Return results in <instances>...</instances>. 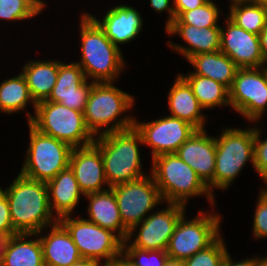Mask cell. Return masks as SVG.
Instances as JSON below:
<instances>
[{
    "instance_id": "cell-31",
    "label": "cell",
    "mask_w": 267,
    "mask_h": 266,
    "mask_svg": "<svg viewBox=\"0 0 267 266\" xmlns=\"http://www.w3.org/2000/svg\"><path fill=\"white\" fill-rule=\"evenodd\" d=\"M219 10L213 1L208 0L202 6L182 12L172 24H189L197 28L218 26Z\"/></svg>"
},
{
    "instance_id": "cell-19",
    "label": "cell",
    "mask_w": 267,
    "mask_h": 266,
    "mask_svg": "<svg viewBox=\"0 0 267 266\" xmlns=\"http://www.w3.org/2000/svg\"><path fill=\"white\" fill-rule=\"evenodd\" d=\"M104 31L106 37L117 47L136 38L142 27L139 12L130 6L120 5L110 9L100 22L88 14Z\"/></svg>"
},
{
    "instance_id": "cell-3",
    "label": "cell",
    "mask_w": 267,
    "mask_h": 266,
    "mask_svg": "<svg viewBox=\"0 0 267 266\" xmlns=\"http://www.w3.org/2000/svg\"><path fill=\"white\" fill-rule=\"evenodd\" d=\"M82 58L77 64L95 83L113 82L124 67L120 48L114 45L88 15L81 18Z\"/></svg>"
},
{
    "instance_id": "cell-43",
    "label": "cell",
    "mask_w": 267,
    "mask_h": 266,
    "mask_svg": "<svg viewBox=\"0 0 267 266\" xmlns=\"http://www.w3.org/2000/svg\"><path fill=\"white\" fill-rule=\"evenodd\" d=\"M100 262L95 261V260H90V259H80L77 261L75 264H72L71 266H100Z\"/></svg>"
},
{
    "instance_id": "cell-21",
    "label": "cell",
    "mask_w": 267,
    "mask_h": 266,
    "mask_svg": "<svg viewBox=\"0 0 267 266\" xmlns=\"http://www.w3.org/2000/svg\"><path fill=\"white\" fill-rule=\"evenodd\" d=\"M90 200L88 206L89 221L112 232L118 231V237L125 242L129 230L123 225L116 197L112 188L85 195ZM119 229V230H118Z\"/></svg>"
},
{
    "instance_id": "cell-41",
    "label": "cell",
    "mask_w": 267,
    "mask_h": 266,
    "mask_svg": "<svg viewBox=\"0 0 267 266\" xmlns=\"http://www.w3.org/2000/svg\"><path fill=\"white\" fill-rule=\"evenodd\" d=\"M222 266H256V258H254V259H246V260H244L242 262L234 263L232 261L230 255H229V253L227 252Z\"/></svg>"
},
{
    "instance_id": "cell-16",
    "label": "cell",
    "mask_w": 267,
    "mask_h": 266,
    "mask_svg": "<svg viewBox=\"0 0 267 266\" xmlns=\"http://www.w3.org/2000/svg\"><path fill=\"white\" fill-rule=\"evenodd\" d=\"M88 84L83 69L76 63L60 61L56 84L45 101L59 103L70 109L84 112L93 87Z\"/></svg>"
},
{
    "instance_id": "cell-9",
    "label": "cell",
    "mask_w": 267,
    "mask_h": 266,
    "mask_svg": "<svg viewBox=\"0 0 267 266\" xmlns=\"http://www.w3.org/2000/svg\"><path fill=\"white\" fill-rule=\"evenodd\" d=\"M115 185L112 188L123 225L129 230L128 239L145 219L144 215L163 201L153 176Z\"/></svg>"
},
{
    "instance_id": "cell-29",
    "label": "cell",
    "mask_w": 267,
    "mask_h": 266,
    "mask_svg": "<svg viewBox=\"0 0 267 266\" xmlns=\"http://www.w3.org/2000/svg\"><path fill=\"white\" fill-rule=\"evenodd\" d=\"M191 86L194 95L204 109L230 105L229 89L223 84L200 75H181Z\"/></svg>"
},
{
    "instance_id": "cell-36",
    "label": "cell",
    "mask_w": 267,
    "mask_h": 266,
    "mask_svg": "<svg viewBox=\"0 0 267 266\" xmlns=\"http://www.w3.org/2000/svg\"><path fill=\"white\" fill-rule=\"evenodd\" d=\"M260 130L254 128V165L253 167L267 183V139L261 142Z\"/></svg>"
},
{
    "instance_id": "cell-20",
    "label": "cell",
    "mask_w": 267,
    "mask_h": 266,
    "mask_svg": "<svg viewBox=\"0 0 267 266\" xmlns=\"http://www.w3.org/2000/svg\"><path fill=\"white\" fill-rule=\"evenodd\" d=\"M168 34H179L189 47L169 45L179 51L189 60L192 56L203 53H211L220 50V27L197 28L189 24H171L167 29Z\"/></svg>"
},
{
    "instance_id": "cell-2",
    "label": "cell",
    "mask_w": 267,
    "mask_h": 266,
    "mask_svg": "<svg viewBox=\"0 0 267 266\" xmlns=\"http://www.w3.org/2000/svg\"><path fill=\"white\" fill-rule=\"evenodd\" d=\"M94 144L100 149L108 187L146 176L141 171L138 143H143L135 127L98 135Z\"/></svg>"
},
{
    "instance_id": "cell-40",
    "label": "cell",
    "mask_w": 267,
    "mask_h": 266,
    "mask_svg": "<svg viewBox=\"0 0 267 266\" xmlns=\"http://www.w3.org/2000/svg\"><path fill=\"white\" fill-rule=\"evenodd\" d=\"M101 266H134L130 259L122 252L120 255L112 258L108 263Z\"/></svg>"
},
{
    "instance_id": "cell-45",
    "label": "cell",
    "mask_w": 267,
    "mask_h": 266,
    "mask_svg": "<svg viewBox=\"0 0 267 266\" xmlns=\"http://www.w3.org/2000/svg\"><path fill=\"white\" fill-rule=\"evenodd\" d=\"M8 237H4L0 235V266L3 258V253H4V247L6 244Z\"/></svg>"
},
{
    "instance_id": "cell-6",
    "label": "cell",
    "mask_w": 267,
    "mask_h": 266,
    "mask_svg": "<svg viewBox=\"0 0 267 266\" xmlns=\"http://www.w3.org/2000/svg\"><path fill=\"white\" fill-rule=\"evenodd\" d=\"M28 121L39 132L65 142L72 148L88 146L95 140L86 127L83 112L59 103L45 100L38 102L35 117L29 114Z\"/></svg>"
},
{
    "instance_id": "cell-13",
    "label": "cell",
    "mask_w": 267,
    "mask_h": 266,
    "mask_svg": "<svg viewBox=\"0 0 267 266\" xmlns=\"http://www.w3.org/2000/svg\"><path fill=\"white\" fill-rule=\"evenodd\" d=\"M135 129L141 134L143 144L152 147V159L176 153L179 147L197 130L190 123L167 116L147 123L135 120Z\"/></svg>"
},
{
    "instance_id": "cell-37",
    "label": "cell",
    "mask_w": 267,
    "mask_h": 266,
    "mask_svg": "<svg viewBox=\"0 0 267 266\" xmlns=\"http://www.w3.org/2000/svg\"><path fill=\"white\" fill-rule=\"evenodd\" d=\"M16 234L18 233L12 226L7 196L2 188H0V235L10 237Z\"/></svg>"
},
{
    "instance_id": "cell-7",
    "label": "cell",
    "mask_w": 267,
    "mask_h": 266,
    "mask_svg": "<svg viewBox=\"0 0 267 266\" xmlns=\"http://www.w3.org/2000/svg\"><path fill=\"white\" fill-rule=\"evenodd\" d=\"M30 144L20 174L47 183L69 167L73 148L54 137L45 135L30 123Z\"/></svg>"
},
{
    "instance_id": "cell-26",
    "label": "cell",
    "mask_w": 267,
    "mask_h": 266,
    "mask_svg": "<svg viewBox=\"0 0 267 266\" xmlns=\"http://www.w3.org/2000/svg\"><path fill=\"white\" fill-rule=\"evenodd\" d=\"M32 235L35 234L18 233L8 237L1 266H45L40 239L25 241Z\"/></svg>"
},
{
    "instance_id": "cell-23",
    "label": "cell",
    "mask_w": 267,
    "mask_h": 266,
    "mask_svg": "<svg viewBox=\"0 0 267 266\" xmlns=\"http://www.w3.org/2000/svg\"><path fill=\"white\" fill-rule=\"evenodd\" d=\"M168 104L172 114L170 116L190 123L197 130L205 129V118L201 114V109L203 110L204 108L198 102L191 86L181 74L177 76L170 89Z\"/></svg>"
},
{
    "instance_id": "cell-32",
    "label": "cell",
    "mask_w": 267,
    "mask_h": 266,
    "mask_svg": "<svg viewBox=\"0 0 267 266\" xmlns=\"http://www.w3.org/2000/svg\"><path fill=\"white\" fill-rule=\"evenodd\" d=\"M44 4L41 0H0V18L24 20L38 15Z\"/></svg>"
},
{
    "instance_id": "cell-18",
    "label": "cell",
    "mask_w": 267,
    "mask_h": 266,
    "mask_svg": "<svg viewBox=\"0 0 267 266\" xmlns=\"http://www.w3.org/2000/svg\"><path fill=\"white\" fill-rule=\"evenodd\" d=\"M69 167L84 195L103 191L102 185L108 184L100 149L94 143L73 148Z\"/></svg>"
},
{
    "instance_id": "cell-22",
    "label": "cell",
    "mask_w": 267,
    "mask_h": 266,
    "mask_svg": "<svg viewBox=\"0 0 267 266\" xmlns=\"http://www.w3.org/2000/svg\"><path fill=\"white\" fill-rule=\"evenodd\" d=\"M45 266H71L82 259L70 233L58 221L50 233L39 237Z\"/></svg>"
},
{
    "instance_id": "cell-8",
    "label": "cell",
    "mask_w": 267,
    "mask_h": 266,
    "mask_svg": "<svg viewBox=\"0 0 267 266\" xmlns=\"http://www.w3.org/2000/svg\"><path fill=\"white\" fill-rule=\"evenodd\" d=\"M216 141L213 187L227 189L245 163L254 165V128L225 129Z\"/></svg>"
},
{
    "instance_id": "cell-30",
    "label": "cell",
    "mask_w": 267,
    "mask_h": 266,
    "mask_svg": "<svg viewBox=\"0 0 267 266\" xmlns=\"http://www.w3.org/2000/svg\"><path fill=\"white\" fill-rule=\"evenodd\" d=\"M29 101H32L36 109L37 103L33 100L22 73L1 83L0 111L11 114L23 110Z\"/></svg>"
},
{
    "instance_id": "cell-12",
    "label": "cell",
    "mask_w": 267,
    "mask_h": 266,
    "mask_svg": "<svg viewBox=\"0 0 267 266\" xmlns=\"http://www.w3.org/2000/svg\"><path fill=\"white\" fill-rule=\"evenodd\" d=\"M229 101L248 120H259L267 107V67L238 68L229 89Z\"/></svg>"
},
{
    "instance_id": "cell-33",
    "label": "cell",
    "mask_w": 267,
    "mask_h": 266,
    "mask_svg": "<svg viewBox=\"0 0 267 266\" xmlns=\"http://www.w3.org/2000/svg\"><path fill=\"white\" fill-rule=\"evenodd\" d=\"M227 250L222 238L219 236L206 249L195 253L184 261L185 266H222Z\"/></svg>"
},
{
    "instance_id": "cell-4",
    "label": "cell",
    "mask_w": 267,
    "mask_h": 266,
    "mask_svg": "<svg viewBox=\"0 0 267 266\" xmlns=\"http://www.w3.org/2000/svg\"><path fill=\"white\" fill-rule=\"evenodd\" d=\"M133 101L130 94L113 86L112 82L95 83L93 81V87L83 112L87 129L95 137L96 134L98 136L102 126H107V128L103 129L99 135L133 128L135 119L131 116L117 120L120 114L131 109ZM114 119L117 121L112 123ZM110 123L112 125L108 127Z\"/></svg>"
},
{
    "instance_id": "cell-48",
    "label": "cell",
    "mask_w": 267,
    "mask_h": 266,
    "mask_svg": "<svg viewBox=\"0 0 267 266\" xmlns=\"http://www.w3.org/2000/svg\"><path fill=\"white\" fill-rule=\"evenodd\" d=\"M233 1H259V0H232L231 2Z\"/></svg>"
},
{
    "instance_id": "cell-35",
    "label": "cell",
    "mask_w": 267,
    "mask_h": 266,
    "mask_svg": "<svg viewBox=\"0 0 267 266\" xmlns=\"http://www.w3.org/2000/svg\"><path fill=\"white\" fill-rule=\"evenodd\" d=\"M253 232L255 238L267 237V190L260 193L254 215Z\"/></svg>"
},
{
    "instance_id": "cell-17",
    "label": "cell",
    "mask_w": 267,
    "mask_h": 266,
    "mask_svg": "<svg viewBox=\"0 0 267 266\" xmlns=\"http://www.w3.org/2000/svg\"><path fill=\"white\" fill-rule=\"evenodd\" d=\"M207 132L196 130L178 149V156L199 176L212 193L215 174L216 141Z\"/></svg>"
},
{
    "instance_id": "cell-28",
    "label": "cell",
    "mask_w": 267,
    "mask_h": 266,
    "mask_svg": "<svg viewBox=\"0 0 267 266\" xmlns=\"http://www.w3.org/2000/svg\"><path fill=\"white\" fill-rule=\"evenodd\" d=\"M227 16L242 29L259 35L267 24V7L259 1H233Z\"/></svg>"
},
{
    "instance_id": "cell-38",
    "label": "cell",
    "mask_w": 267,
    "mask_h": 266,
    "mask_svg": "<svg viewBox=\"0 0 267 266\" xmlns=\"http://www.w3.org/2000/svg\"><path fill=\"white\" fill-rule=\"evenodd\" d=\"M208 0H174L176 18L184 11L193 10L205 4Z\"/></svg>"
},
{
    "instance_id": "cell-5",
    "label": "cell",
    "mask_w": 267,
    "mask_h": 266,
    "mask_svg": "<svg viewBox=\"0 0 267 266\" xmlns=\"http://www.w3.org/2000/svg\"><path fill=\"white\" fill-rule=\"evenodd\" d=\"M152 174L163 200L185 205L189 197L205 194L214 202V196L197 173L177 153L153 158Z\"/></svg>"
},
{
    "instance_id": "cell-14",
    "label": "cell",
    "mask_w": 267,
    "mask_h": 266,
    "mask_svg": "<svg viewBox=\"0 0 267 266\" xmlns=\"http://www.w3.org/2000/svg\"><path fill=\"white\" fill-rule=\"evenodd\" d=\"M168 205L167 209L148 215L141 222L138 235L131 244L133 247L148 251H166L176 224L185 213V205L178 203Z\"/></svg>"
},
{
    "instance_id": "cell-25",
    "label": "cell",
    "mask_w": 267,
    "mask_h": 266,
    "mask_svg": "<svg viewBox=\"0 0 267 266\" xmlns=\"http://www.w3.org/2000/svg\"><path fill=\"white\" fill-rule=\"evenodd\" d=\"M195 68L189 75H200L211 78L228 89L231 88L238 67L231 58L220 50L192 56L188 60Z\"/></svg>"
},
{
    "instance_id": "cell-44",
    "label": "cell",
    "mask_w": 267,
    "mask_h": 266,
    "mask_svg": "<svg viewBox=\"0 0 267 266\" xmlns=\"http://www.w3.org/2000/svg\"><path fill=\"white\" fill-rule=\"evenodd\" d=\"M164 266H185V265L182 259H174V258L168 257L166 259Z\"/></svg>"
},
{
    "instance_id": "cell-47",
    "label": "cell",
    "mask_w": 267,
    "mask_h": 266,
    "mask_svg": "<svg viewBox=\"0 0 267 266\" xmlns=\"http://www.w3.org/2000/svg\"><path fill=\"white\" fill-rule=\"evenodd\" d=\"M259 2L263 3L267 7V0H259Z\"/></svg>"
},
{
    "instance_id": "cell-24",
    "label": "cell",
    "mask_w": 267,
    "mask_h": 266,
    "mask_svg": "<svg viewBox=\"0 0 267 266\" xmlns=\"http://www.w3.org/2000/svg\"><path fill=\"white\" fill-rule=\"evenodd\" d=\"M46 184L48 188L49 205L51 211L55 209L56 218L58 220L61 217L70 215L79 202L80 194L84 195L70 167L60 171Z\"/></svg>"
},
{
    "instance_id": "cell-1",
    "label": "cell",
    "mask_w": 267,
    "mask_h": 266,
    "mask_svg": "<svg viewBox=\"0 0 267 266\" xmlns=\"http://www.w3.org/2000/svg\"><path fill=\"white\" fill-rule=\"evenodd\" d=\"M3 191L9 203L12 226L17 233L38 235L45 226L58 222L49 205L45 182L29 179L19 173L11 186Z\"/></svg>"
},
{
    "instance_id": "cell-10",
    "label": "cell",
    "mask_w": 267,
    "mask_h": 266,
    "mask_svg": "<svg viewBox=\"0 0 267 266\" xmlns=\"http://www.w3.org/2000/svg\"><path fill=\"white\" fill-rule=\"evenodd\" d=\"M70 217L67 215L58 221L70 233L82 258L98 262L104 258L105 264L123 252V241L112 231L87 219H72Z\"/></svg>"
},
{
    "instance_id": "cell-42",
    "label": "cell",
    "mask_w": 267,
    "mask_h": 266,
    "mask_svg": "<svg viewBox=\"0 0 267 266\" xmlns=\"http://www.w3.org/2000/svg\"><path fill=\"white\" fill-rule=\"evenodd\" d=\"M260 48L264 60L267 62V24L266 27L259 34Z\"/></svg>"
},
{
    "instance_id": "cell-11",
    "label": "cell",
    "mask_w": 267,
    "mask_h": 266,
    "mask_svg": "<svg viewBox=\"0 0 267 266\" xmlns=\"http://www.w3.org/2000/svg\"><path fill=\"white\" fill-rule=\"evenodd\" d=\"M201 213L190 221L184 219V214L180 217L166 249L169 257L185 260L219 237L220 217Z\"/></svg>"
},
{
    "instance_id": "cell-27",
    "label": "cell",
    "mask_w": 267,
    "mask_h": 266,
    "mask_svg": "<svg viewBox=\"0 0 267 266\" xmlns=\"http://www.w3.org/2000/svg\"><path fill=\"white\" fill-rule=\"evenodd\" d=\"M59 65L58 61H31L25 64L22 74L36 103L46 100L51 94L56 84Z\"/></svg>"
},
{
    "instance_id": "cell-15",
    "label": "cell",
    "mask_w": 267,
    "mask_h": 266,
    "mask_svg": "<svg viewBox=\"0 0 267 266\" xmlns=\"http://www.w3.org/2000/svg\"><path fill=\"white\" fill-rule=\"evenodd\" d=\"M227 30L220 27V51L229 56L238 68H260L267 63L260 48L259 35L237 26L229 18Z\"/></svg>"
},
{
    "instance_id": "cell-46",
    "label": "cell",
    "mask_w": 267,
    "mask_h": 266,
    "mask_svg": "<svg viewBox=\"0 0 267 266\" xmlns=\"http://www.w3.org/2000/svg\"><path fill=\"white\" fill-rule=\"evenodd\" d=\"M256 266H267V257L264 259L256 258Z\"/></svg>"
},
{
    "instance_id": "cell-34",
    "label": "cell",
    "mask_w": 267,
    "mask_h": 266,
    "mask_svg": "<svg viewBox=\"0 0 267 266\" xmlns=\"http://www.w3.org/2000/svg\"><path fill=\"white\" fill-rule=\"evenodd\" d=\"M127 242V240L123 242V252L126 250L124 254L130 259L134 266H164L166 259L169 257L164 250H141L132 245L126 247Z\"/></svg>"
},
{
    "instance_id": "cell-39",
    "label": "cell",
    "mask_w": 267,
    "mask_h": 266,
    "mask_svg": "<svg viewBox=\"0 0 267 266\" xmlns=\"http://www.w3.org/2000/svg\"><path fill=\"white\" fill-rule=\"evenodd\" d=\"M170 0H150L151 6L155 9L157 12H162V11H168L170 14L167 24H166V29L174 22L176 19V14L174 11L173 7H170L169 5Z\"/></svg>"
}]
</instances>
